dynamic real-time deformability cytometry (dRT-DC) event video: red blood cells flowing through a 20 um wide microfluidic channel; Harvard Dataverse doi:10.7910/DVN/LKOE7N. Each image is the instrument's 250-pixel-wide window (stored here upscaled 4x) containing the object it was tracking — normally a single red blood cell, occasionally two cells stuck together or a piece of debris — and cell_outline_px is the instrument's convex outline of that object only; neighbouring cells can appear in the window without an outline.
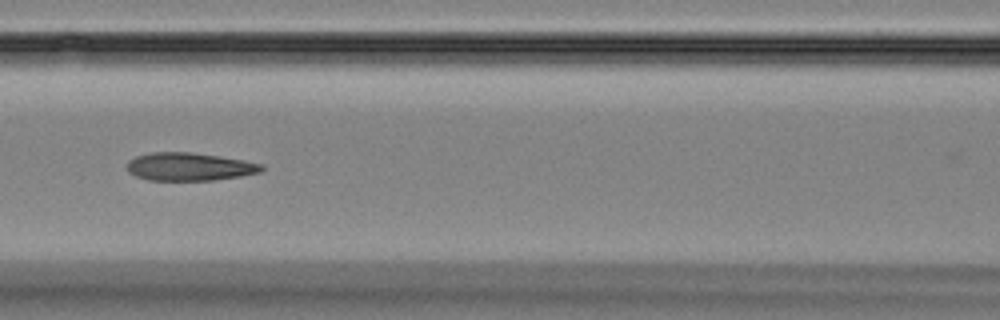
{"species": "Egyptian fruit bat (a non-hibernating species)", "species_latin": "Rousettus aegyptiacus", "temperature_condition": "room temperature", "stored_images_in_passage": 7, "camera_frame_rate_fps": 3000, "um_per_image_px": 0.085, "animal": {"sex": "female"}, "frame": {"image": 1, "passage_image": 5, "time_ms": 4.667, "image_size_px": [1000, 320], "cell_outline_px": [[264, 168], [260, 172], [240, 176], [212, 180], [148, 180], [136, 176], [128, 172], [128, 160], [136, 156], [152, 152], [188, 152], [220, 156], [244, 160], [264, 164]], "centroid_in_image_um": [16.1, 14.16], "position_along_channel_um": 150.5, "area_um2": 21.91}}
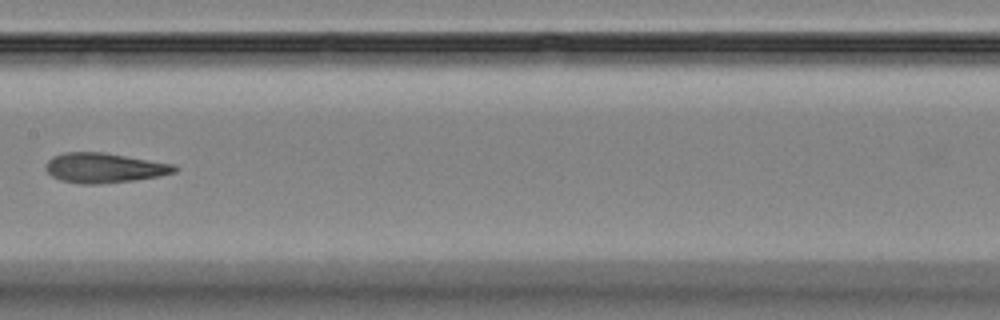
{"frame": {"image": 2, "passage_image": 6, "time_ms": 6.0, "image_size_px": [1000, 320], "cell_outline_px": [[180, 168], [176, 172], [160, 176], [132, 180], [100, 184], [80, 184], [60, 180], [52, 176], [44, 168], [48, 160], [52, 156], [64, 152], [104, 152], [172, 164]], "centroid_in_image_um": [8.84, 14.27], "position_along_channel_um": 198.6, "area_um2": 22.43}}
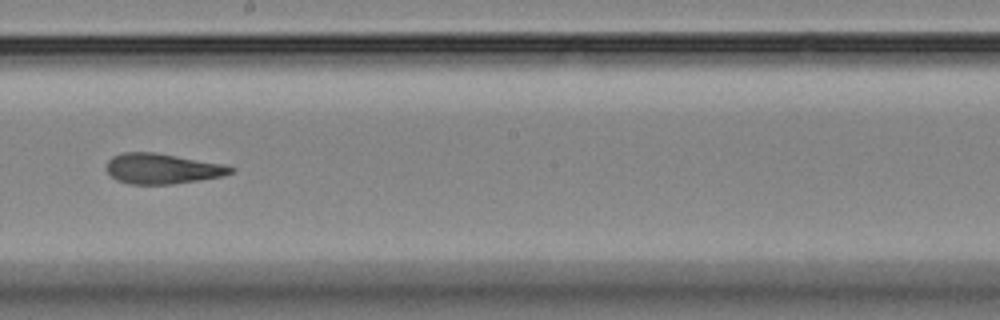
{"frame": {"image": 3, "passage_image": 7, "time_ms": 7.0, "image_size_px": [1000, 320], "cell_outline_px": [[236, 168], [232, 172], [220, 176], [200, 180], [172, 184], [128, 184], [116, 180], [108, 172], [108, 160], [112, 156], [124, 152], [156, 152], [224, 164]], "centroid_in_image_um": [13.79, 14.33], "position_along_channel_um": 234.4, "area_um2": 21.91}}